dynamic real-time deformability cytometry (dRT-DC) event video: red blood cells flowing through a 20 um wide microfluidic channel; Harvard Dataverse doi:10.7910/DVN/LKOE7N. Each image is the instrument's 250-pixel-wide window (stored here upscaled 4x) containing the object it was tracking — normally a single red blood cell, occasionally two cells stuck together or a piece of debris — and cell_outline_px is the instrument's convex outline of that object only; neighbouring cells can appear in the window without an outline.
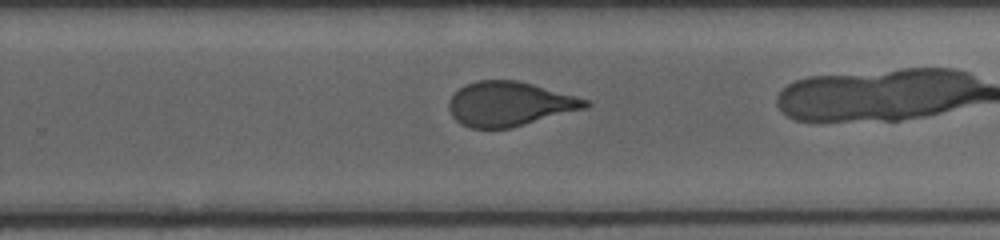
{"species": "human", "species_latin": "Homo sapiens", "temperature_condition": "cold", "stored_images_in_passage": 18, "camera_frame_rate_fps": 3000, "um_per_image_px": 0.085, "donor": {"sex": "female"}, "frame": {"image": 1, "passage_image": 16, "time_ms": 8.333, "image_size_px": [1000, 240], "cell_outline_px": [[592, 104], [588, 108], [512, 128], [472, 128], [460, 124], [452, 116], [448, 108], [448, 104], [452, 96], [460, 88], [476, 80], [516, 80], [532, 84], [592, 100]], "centroid_in_image_um": [43.36, 8.84], "position_along_channel_um": 286.4, "area_um2": 35.55}}